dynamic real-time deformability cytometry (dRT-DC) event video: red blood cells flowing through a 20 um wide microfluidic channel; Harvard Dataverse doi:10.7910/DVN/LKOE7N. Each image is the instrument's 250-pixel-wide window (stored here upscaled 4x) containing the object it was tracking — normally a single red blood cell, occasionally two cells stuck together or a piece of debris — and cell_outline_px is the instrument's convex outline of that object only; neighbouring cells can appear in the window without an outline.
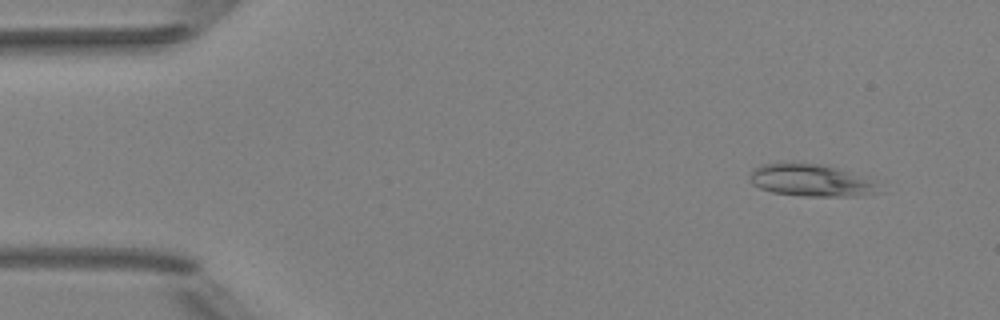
{"species": "Egyptian fruit bat (a non-hibernating species)", "species_latin": "Rousettus aegyptiacus", "temperature_condition": "room temperature", "stored_images_in_passage": 4, "camera_frame_rate_fps": 3000, "um_per_image_px": 0.085, "animal": {"sex": "female"}, "frame": {"image": 1, "passage_image": 2, "time_ms": 1.0, "image_size_px": [1000, 320], "cell_outline_px": [[884, 192], [852, 196], [800, 196], [772, 192], [760, 188], [752, 184], [752, 172], [756, 168], [764, 164], [820, 164], [844, 172], [876, 184]], "centroid_in_image_um": [68.89, 15.38], "position_along_channel_um": 16.1, "area_um2": 22.95}}
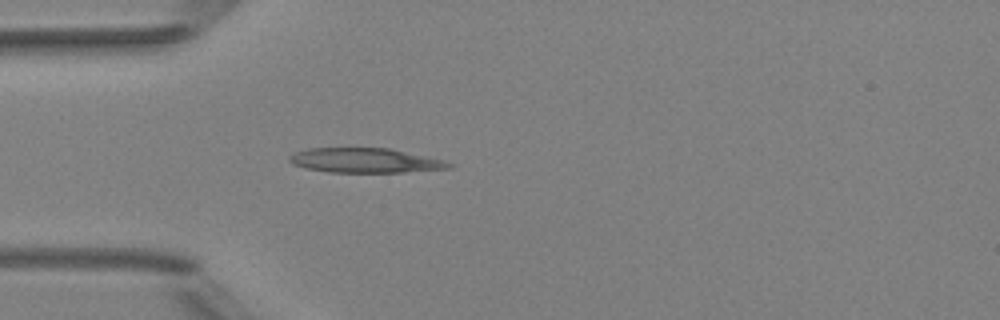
{"frame": {"image": 2, "passage_image": 4, "time_ms": 4.333, "image_size_px": [1000, 320], "cell_outline_px": [[456, 164], [452, 168], [404, 172], [328, 172], [304, 168], [292, 164], [288, 160], [288, 156], [296, 152], [308, 148], [392, 148], [444, 160]], "centroid_in_image_um": [31.06, 13.64], "position_along_channel_um": 53.9, "area_um2": 23.12}}